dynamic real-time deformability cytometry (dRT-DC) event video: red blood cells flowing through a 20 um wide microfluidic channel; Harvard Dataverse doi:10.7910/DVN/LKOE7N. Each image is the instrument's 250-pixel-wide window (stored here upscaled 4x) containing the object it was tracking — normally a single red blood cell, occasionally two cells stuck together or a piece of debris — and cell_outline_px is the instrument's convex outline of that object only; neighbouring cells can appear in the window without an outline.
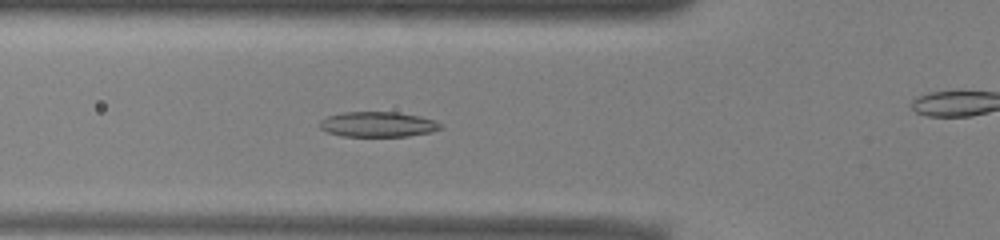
{"species": "common noctule bat (a hibernating species)", "species_latin": "Nyctalus noctula", "temperature_condition": "warm", "stored_images_in_passage": 42, "camera_frame_rate_fps": 3000, "um_per_image_px": 0.085, "animal": {"sex": "male", "body_mass_g": 13.0, "forearm_length_mm": 53.1}, "frame": {"image": 1, "passage_image": 18, "time_ms": 5.667, "image_size_px": [1000, 240], "cell_outline_px": [[444, 128], [432, 132], [408, 136], [340, 136], [328, 132], [320, 128], [320, 120], [328, 116], [340, 112], [396, 112], [420, 116], [436, 120]], "centroid_in_image_um": [32.14, 10.57], "position_along_channel_um": 93.7, "area_um2": 17.86}}
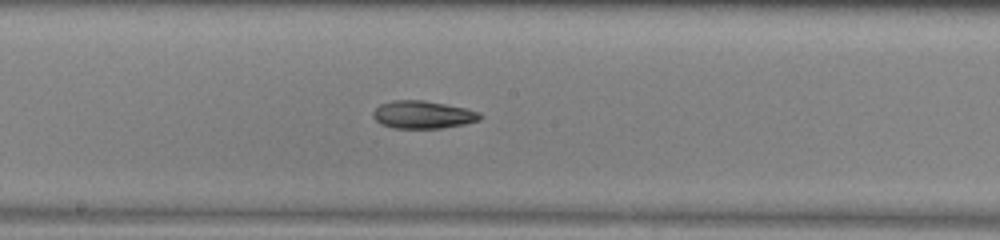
{"frame": {"image": 2, "passage_image": 27, "time_ms": 8.667, "image_size_px": [1000, 240], "cell_outline_px": [[484, 116], [480, 120], [464, 124], [440, 128], [392, 128], [380, 124], [372, 116], [372, 112], [380, 104], [392, 100], [424, 100], [464, 108], [480, 112]], "centroid_in_image_um": [35.93, 9.75], "position_along_channel_um": 212.3, "area_um2": 17.34}}
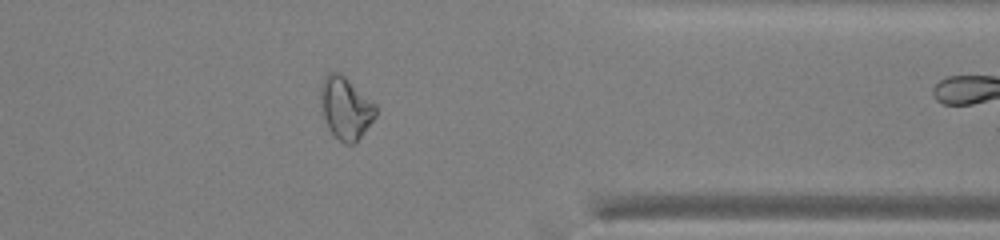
{"frame": {"image": 3, "passage_image": 41, "time_ms": 13.333, "image_size_px": [1000, 240], "cell_outline_px": [[376, 116], [360, 136], [352, 144], [344, 144], [332, 136], [328, 128], [320, 104], [320, 88], [324, 76], [328, 72], [340, 72], [376, 104]], "centroid_in_image_um": [29.35, 9.17], "position_along_channel_um": 382.1, "area_um2": 20.0}}